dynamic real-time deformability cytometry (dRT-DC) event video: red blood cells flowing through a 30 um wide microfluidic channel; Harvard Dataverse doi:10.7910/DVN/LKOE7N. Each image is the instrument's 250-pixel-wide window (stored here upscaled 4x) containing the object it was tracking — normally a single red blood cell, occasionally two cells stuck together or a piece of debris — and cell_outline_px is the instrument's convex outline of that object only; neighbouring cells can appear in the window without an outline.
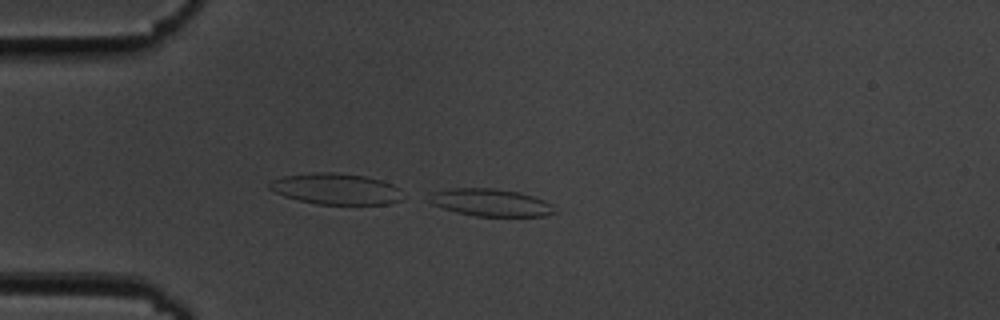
{"species": "common noctule bat (a hibernating species)", "species_latin": "Nyctalus noctula", "temperature_condition": "cold", "stored_images_in_passage": 12, "camera_frame_rate_fps": 3000, "um_per_image_px": 0.085, "animal": {"sex": "male", "body_mass_g": 19.5, "forearm_length_mm": 54.6}, "frame": {"image": 1, "passage_image": 12, "time_ms": 3.667, "image_size_px": [1000, 320], "cell_outline_px": [[556, 212], [544, 216], [476, 216], [456, 212], [432, 204], [424, 200], [432, 192], [452, 188], [492, 188], [520, 192], [544, 200], [552, 204]], "centroid_in_image_um": [41.67, 17.21], "position_along_channel_um": 43.3, "area_um2": 20.11}}